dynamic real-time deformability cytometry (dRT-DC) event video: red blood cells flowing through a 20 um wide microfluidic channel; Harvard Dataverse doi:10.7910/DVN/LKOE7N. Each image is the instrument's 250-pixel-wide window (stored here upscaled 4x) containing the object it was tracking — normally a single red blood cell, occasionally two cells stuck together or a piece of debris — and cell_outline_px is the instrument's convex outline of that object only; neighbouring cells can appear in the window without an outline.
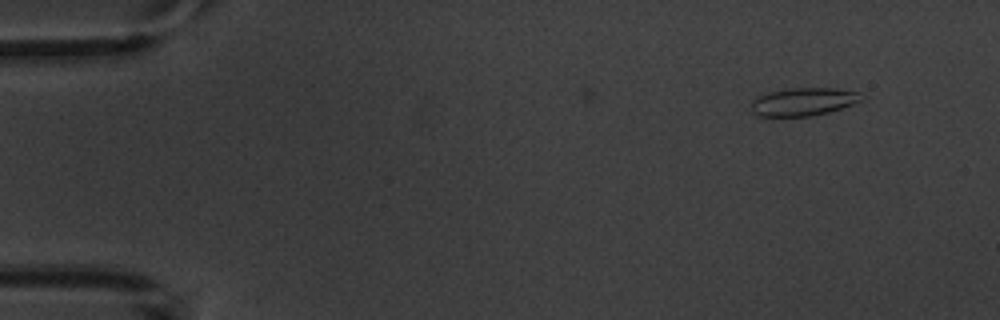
{"species": "common noctule bat (a hibernating species)", "species_latin": "Nyctalus noctula", "temperature_condition": "warm", "stored_images_in_passage": 4, "camera_frame_rate_fps": 3000, "um_per_image_px": 0.085, "animal": {"sex": "male", "body_mass_g": 20.1, "forearm_length_mm": 53.5}, "frame": {"image": 1, "passage_image": 1, "time_ms": 0.0, "image_size_px": [1000, 320], "cell_outline_px": [[864, 100], [828, 112], [812, 116], [756, 116], [752, 112], [752, 100], [756, 96], [768, 92], [792, 88], [836, 88], [856, 92]], "centroid_in_image_um": [68.23, 8.65], "position_along_channel_um": 16.8, "area_um2": 17.86}}
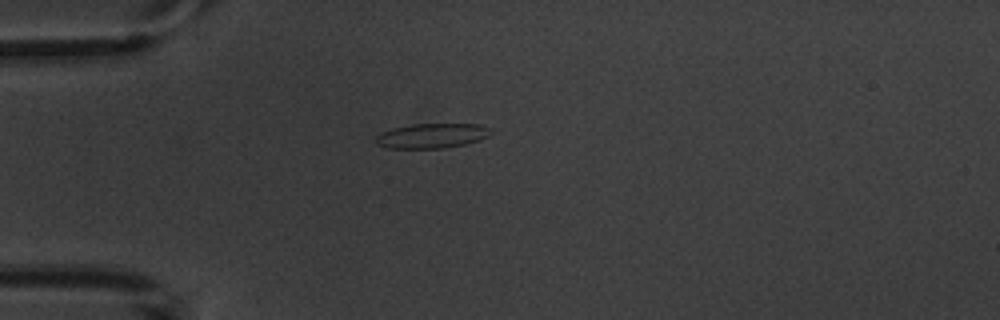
{"frame": {"image": 2, "passage_image": 4, "time_ms": 3.333, "image_size_px": [1000, 320], "cell_outline_px": [[492, 132], [488, 136], [480, 140], [464, 144], [444, 148], [388, 148], [376, 144], [376, 136], [380, 132], [392, 128], [412, 124], [480, 124], [492, 128]], "centroid_in_image_um": [36.72, 11.53], "position_along_channel_um": 48.3, "area_um2": 16.7}}